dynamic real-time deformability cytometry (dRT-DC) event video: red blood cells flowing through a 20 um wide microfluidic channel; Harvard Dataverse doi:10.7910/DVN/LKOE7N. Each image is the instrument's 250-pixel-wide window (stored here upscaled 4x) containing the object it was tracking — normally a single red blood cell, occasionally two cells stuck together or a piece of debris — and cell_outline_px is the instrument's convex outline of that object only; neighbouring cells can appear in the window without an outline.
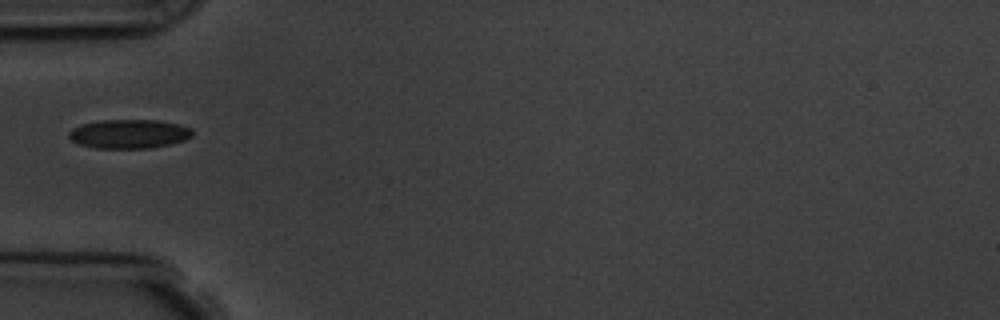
{"species": "common noctule bat (a hibernating species)", "species_latin": "Nyctalus noctula", "temperature_condition": "room temperature", "stored_images_in_passage": 1, "camera_frame_rate_fps": 3000, "um_per_image_px": 0.085, "animal": {"sex": "male", "body_mass_g": 19.5, "forearm_length_mm": 54.6}, "frame": {"image": 1, "passage_image": 1, "time_ms": 0.0, "image_size_px": [1000, 320], "cell_outline_px": [[192, 136], [184, 140], [168, 144], [148, 148], [96, 148], [80, 144], [72, 140], [68, 136], [68, 132], [72, 128], [84, 124], [100, 120], [156, 120], [180, 124], [192, 128]], "centroid_in_image_um": [10.97, 11.37], "position_along_channel_um": 74.0, "area_um2": 20.75}}